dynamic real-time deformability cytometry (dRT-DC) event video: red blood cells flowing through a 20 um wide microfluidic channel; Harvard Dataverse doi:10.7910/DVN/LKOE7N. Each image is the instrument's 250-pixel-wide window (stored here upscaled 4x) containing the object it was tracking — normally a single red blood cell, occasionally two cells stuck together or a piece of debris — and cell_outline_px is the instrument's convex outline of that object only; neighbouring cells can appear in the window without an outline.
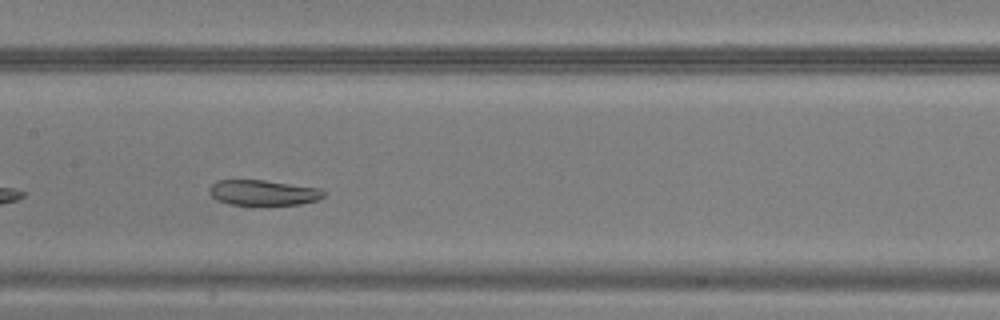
{"species": "common noctule bat (a hibernating species)", "species_latin": "Nyctalus noctula", "temperature_condition": "warm", "stored_images_in_passage": 38, "camera_frame_rate_fps": 3000, "um_per_image_px": 0.085, "animal": {"sex": "male", "body_mass_g": 20.5, "forearm_length_mm": 52.5}, "frame": {"image": 1, "passage_image": 17, "time_ms": 5.333, "image_size_px": [1000, 320], "cell_outline_px": [[328, 192], [324, 196], [316, 200], [300, 204], [228, 204], [216, 200], [208, 192], [208, 188], [216, 180], [264, 180], [320, 188]], "centroid_in_image_um": [22.36, 16.36], "position_along_channel_um": 185.0, "area_um2": 16.88}}